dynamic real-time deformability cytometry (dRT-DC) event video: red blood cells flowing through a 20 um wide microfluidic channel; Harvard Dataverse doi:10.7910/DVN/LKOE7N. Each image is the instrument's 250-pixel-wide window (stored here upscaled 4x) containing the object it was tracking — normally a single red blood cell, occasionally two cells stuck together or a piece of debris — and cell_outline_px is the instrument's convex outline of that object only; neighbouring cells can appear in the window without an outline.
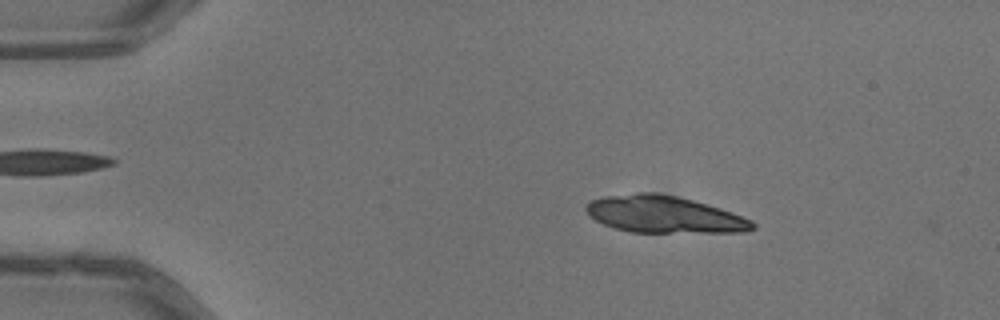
{"species": "common noctule bat (a hibernating species)", "species_latin": "Nyctalus noctula", "temperature_condition": "warm", "stored_images_in_passage": 51, "camera_frame_rate_fps": 3000, "um_per_image_px": 0.085, "animal": {"sex": "male", "body_mass_g": 13.3}, "frame": {"image": 1, "passage_image": 8, "time_ms": 2.333, "image_size_px": [1000, 320], "cell_outline_px": [[756, 228], [744, 232], [628, 232], [604, 224], [588, 216], [584, 208], [584, 204], [592, 200], [604, 196], [636, 192], [656, 192], [676, 196], [692, 200], [720, 208], [752, 220], [756, 224]], "centroid_in_image_um": [56.41, 18.22], "position_along_channel_um": 28.6, "area_um2": 35.95}}
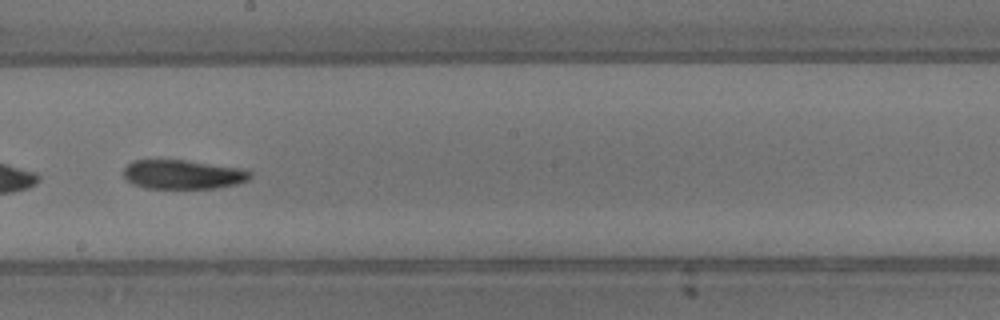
{"frame": {"image": 2, "passage_image": 29, "time_ms": 9.333, "image_size_px": [1000, 320], "cell_outline_px": [[252, 176], [248, 180], [236, 184], [216, 188], [144, 188], [132, 184], [124, 176], [124, 168], [128, 164], [136, 160], [184, 160], [244, 168], [252, 172]], "centroid_in_image_um": [15.58, 14.83], "position_along_channel_um": 232.6, "area_um2": 21.56}}
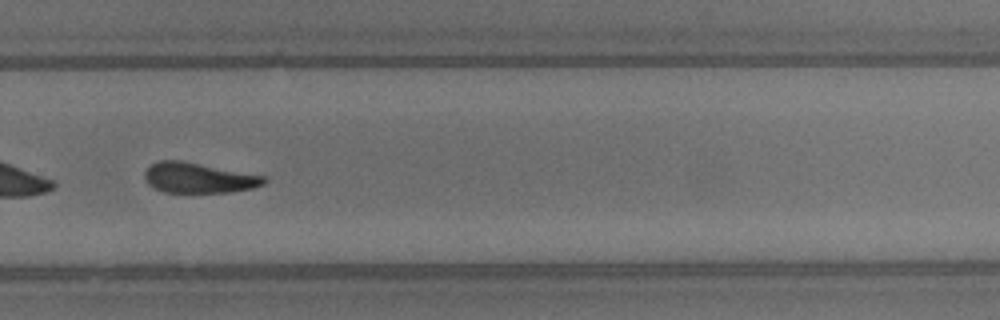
{"frame": {"image": 3, "passage_image": 35, "time_ms": 11.333, "image_size_px": [1000, 320], "cell_outline_px": [[268, 180], [264, 184], [252, 188], [228, 192], [164, 192], [152, 188], [144, 180], [144, 172], [152, 164], [160, 160], [180, 160], [268, 176]], "centroid_in_image_um": [16.89, 15.11], "position_along_channel_um": 312.9, "area_um2": 21.21}, "authors_computed_cell_mechanics": {"area_um2": 22.3686, "velocity_mm_per_s": 4.0301, "shape_relaxation_time_tau1_ms": 6.2273, "shape_relaxation_time_tau2_ms": 6.6677, "deformation_change_tau1": 0.1661, "deformation_change_tau2": 0.17}}